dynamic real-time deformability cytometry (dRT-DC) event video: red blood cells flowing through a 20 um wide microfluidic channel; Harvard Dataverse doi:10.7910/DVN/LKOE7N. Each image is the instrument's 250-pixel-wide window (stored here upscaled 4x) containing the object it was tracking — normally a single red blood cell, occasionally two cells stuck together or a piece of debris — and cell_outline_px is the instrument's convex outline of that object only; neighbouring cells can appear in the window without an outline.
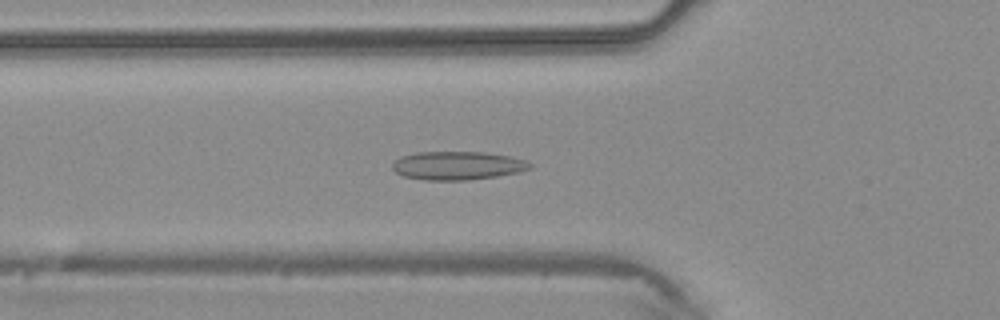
{"species": "common noctule bat (a hibernating species)", "species_latin": "Nyctalus noctula", "temperature_condition": "warm", "stored_images_in_passage": 43, "camera_frame_rate_fps": 3000, "um_per_image_px": 0.085, "animal": {"sex": "male", "body_mass_g": 20.4}, "frame": {"image": 1, "passage_image": 14, "time_ms": 4.333, "image_size_px": [1000, 320], "cell_outline_px": [[532, 168], [516, 172], [496, 176], [468, 180], [424, 180], [404, 176], [396, 172], [392, 168], [392, 164], [400, 156], [416, 152], [484, 152], [508, 156], [524, 160], [532, 164]], "centroid_in_image_um": [38.85, 14.07], "position_along_channel_um": 86.9, "area_um2": 22.66}}
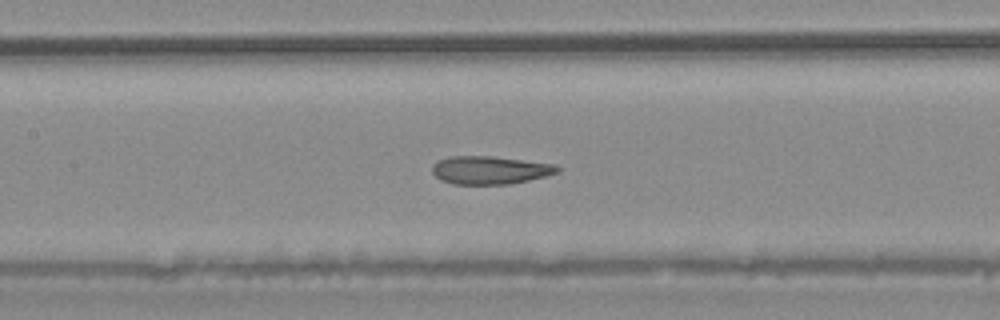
{"frame": {"image": 2, "passage_image": 19, "time_ms": 6.0, "image_size_px": [1000, 320], "cell_outline_px": [[564, 168], [560, 172], [512, 184], [452, 184], [440, 180], [432, 172], [432, 164], [436, 160], [448, 156], [492, 156], [556, 164]], "centroid_in_image_um": [41.65, 14.45], "position_along_channel_um": 165.7, "area_um2": 20.81}}
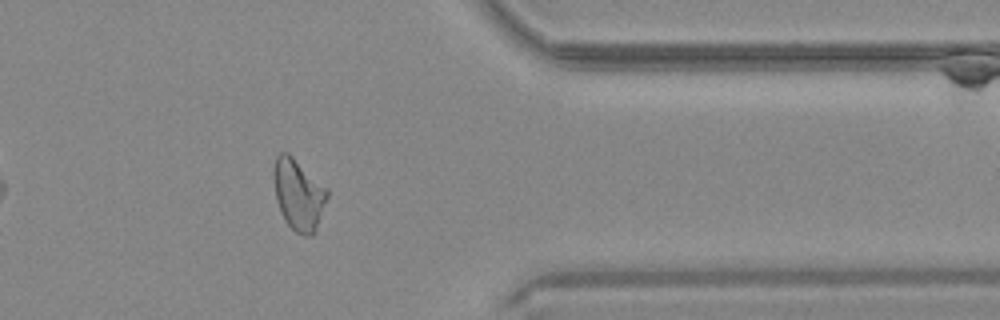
{"frame": {"image": 3, "passage_image": 34, "time_ms": 11.0, "image_size_px": [1000, 320], "cell_outline_px": [[328, 196], [316, 232], [312, 236], [304, 236], [296, 232], [284, 220], [276, 200], [272, 176], [272, 172], [276, 156], [280, 152], [288, 152], [328, 188]], "centroid_in_image_um": [25.37, 16.53], "position_along_channel_um": 386.0, "area_um2": 22.54}}